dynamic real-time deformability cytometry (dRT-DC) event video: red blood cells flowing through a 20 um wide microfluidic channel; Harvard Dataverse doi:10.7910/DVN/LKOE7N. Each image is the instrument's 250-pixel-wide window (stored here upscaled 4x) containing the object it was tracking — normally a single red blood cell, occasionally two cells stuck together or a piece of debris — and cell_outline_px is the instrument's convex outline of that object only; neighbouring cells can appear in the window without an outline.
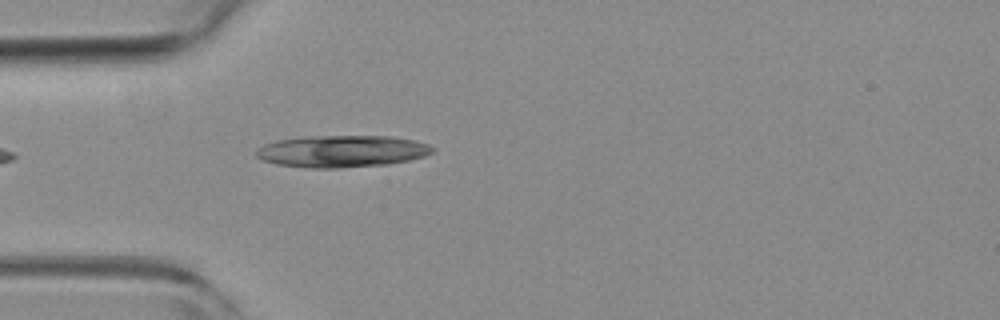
{"species": "common noctule bat (a hibernating species)", "species_latin": "Nyctalus noctula", "temperature_condition": "room temperature", "stored_images_in_passage": 4, "camera_frame_rate_fps": 3000, "um_per_image_px": 0.085, "animal": {"sex": "female", "body_mass_g": 19.3, "forearm_length_mm": 54.1}, "frame": {"image": 1, "passage_image": 4, "time_ms": 1.0, "image_size_px": [1000, 320], "cell_outline_px": [[436, 148], [432, 152], [424, 156], [408, 160], [388, 164], [336, 168], [312, 168], [276, 164], [260, 160], [256, 156], [256, 152], [264, 144], [276, 140], [304, 136], [392, 136], [416, 140], [428, 144]], "centroid_in_image_um": [29.06, 12.85], "position_along_channel_um": 55.9, "area_um2": 32.95}}